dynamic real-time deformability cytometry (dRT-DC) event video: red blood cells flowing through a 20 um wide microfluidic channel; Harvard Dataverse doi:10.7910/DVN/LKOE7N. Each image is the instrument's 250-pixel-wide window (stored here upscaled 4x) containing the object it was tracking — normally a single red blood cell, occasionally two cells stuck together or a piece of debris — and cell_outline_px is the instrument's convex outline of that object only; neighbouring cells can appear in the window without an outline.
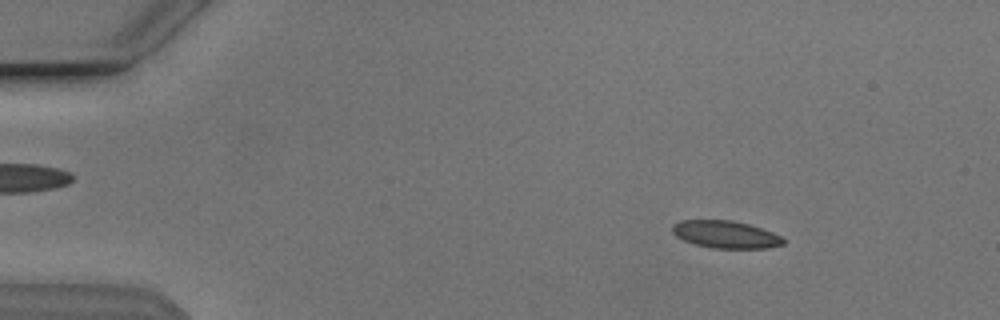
{"species": "Egyptian fruit bat (a non-hibernating species)", "species_latin": "Rousettus aegyptiacus", "temperature_condition": "cold", "stored_images_in_passage": 53, "camera_frame_rate_fps": 3000, "um_per_image_px": 0.085, "animal": {"sex": "male"}, "frame": {"image": 1, "passage_image": 7, "time_ms": 2.0, "image_size_px": [1000, 320], "cell_outline_px": [[784, 244], [768, 248], [712, 248], [696, 244], [684, 240], [676, 236], [672, 232], [672, 224], [680, 220], [732, 220], [748, 224], [772, 232], [780, 236], [784, 240]], "centroid_in_image_um": [61.65, 19.92], "position_along_channel_um": 23.3, "area_um2": 17.63}}
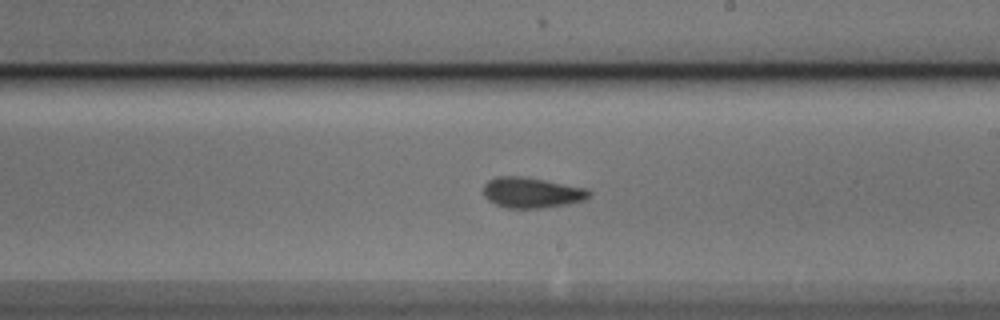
{"frame": {"image": 2, "passage_image": 31, "time_ms": 10.0, "image_size_px": [1000, 320], "cell_outline_px": [[592, 192], [584, 200], [568, 204], [540, 208], [508, 208], [496, 204], [488, 200], [484, 196], [484, 184], [488, 180], [496, 176], [520, 176], [544, 180], [588, 188]], "centroid_in_image_um": [45.19, 16.37], "position_along_channel_um": 243.8, "area_um2": 18.79}}
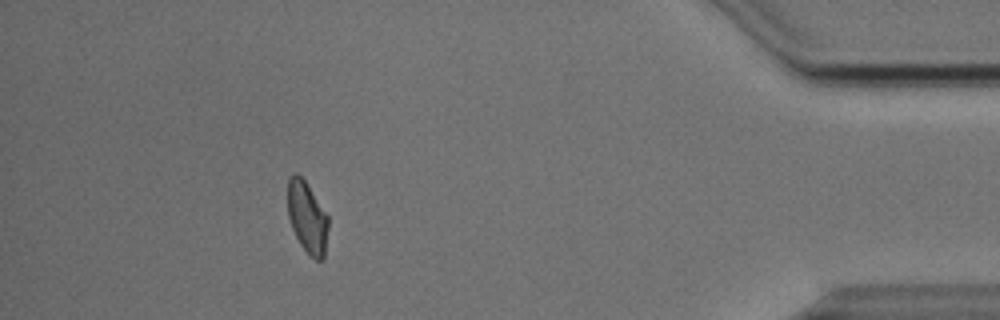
{"frame": {"image": 3, "passage_image": 48, "time_ms": 15.667, "image_size_px": [1000, 320], "cell_outline_px": [[328, 228], [324, 256], [320, 260], [316, 260], [300, 244], [292, 228], [288, 216], [288, 180], [296, 172], [304, 180], [328, 216]], "centroid_in_image_um": [26.11, 18.48], "position_along_channel_um": 409.1, "area_um2": 16.47}, "authors_computed_cell_mechanics": {"area_um2": 18.3804, "velocity_mm_per_s": 3.8253, "shape_relaxation_time_tau1_ms": 6.3947, "shape_relaxation_time_tau2_ms": 2.158, "deformation_change_tau1": 0.1269, "deformation_change_tau2": 0.0816}}